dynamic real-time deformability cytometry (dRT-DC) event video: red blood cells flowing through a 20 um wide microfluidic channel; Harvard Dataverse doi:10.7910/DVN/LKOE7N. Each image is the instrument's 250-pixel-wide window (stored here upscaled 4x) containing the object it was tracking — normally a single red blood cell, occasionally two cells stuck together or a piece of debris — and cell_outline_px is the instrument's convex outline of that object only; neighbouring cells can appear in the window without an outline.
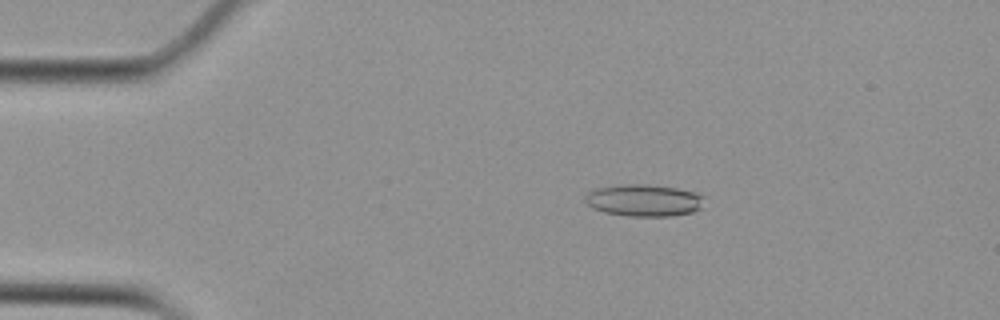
{"species": "Egyptian fruit bat (a non-hibernating species)", "species_latin": "Rousettus aegyptiacus", "temperature_condition": "cold", "stored_images_in_passage": 54, "camera_frame_rate_fps": 3000, "um_per_image_px": 0.085, "animal": {"sex": "female"}, "frame": {"image": 1, "passage_image": 10, "time_ms": 3.0, "image_size_px": [1000, 320], "cell_outline_px": [[704, 196], [700, 208], [692, 212], [672, 216], [628, 216], [604, 212], [592, 208], [584, 200], [584, 196], [588, 192], [596, 188], [624, 184], [644, 184], [676, 188], [692, 192]], "centroid_in_image_um": [54.69, 17.03], "position_along_channel_um": 30.3, "area_um2": 22.08}}
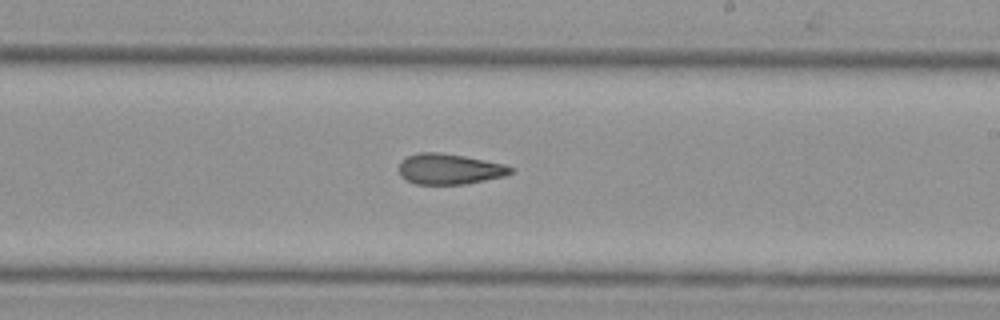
{"frame": {"image": 2, "passage_image": 32, "time_ms": 10.333, "image_size_px": [1000, 320], "cell_outline_px": [[516, 168], [512, 172], [504, 176], [464, 184], [416, 184], [404, 180], [400, 176], [400, 160], [416, 152], [440, 152], [464, 156], [504, 164]], "centroid_in_image_um": [38.18, 14.36], "position_along_channel_um": 250.8, "area_um2": 20.0}}
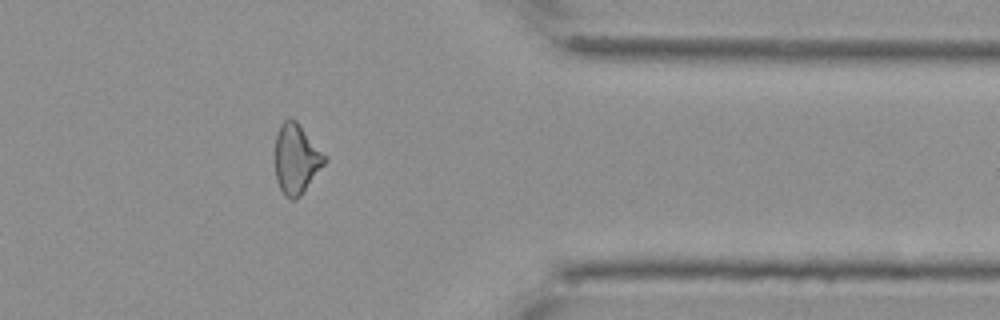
{"frame": {"image": 3, "passage_image": 44, "time_ms": 14.333, "image_size_px": [1000, 320], "cell_outline_px": [[328, 160], [300, 196], [296, 200], [288, 200], [284, 196], [276, 180], [276, 136], [280, 124], [284, 120], [296, 120], [328, 156]], "centroid_in_image_um": [25.21, 13.53], "position_along_channel_um": 386.2, "area_um2": 20.29}, "authors_computed_cell_mechanics": {"area_um2": 20.6924, "velocity_mm_per_s": 3.7622, "shape_relaxation_time_tau1_ms": null, "shape_relaxation_time_tau2_ms": 4.2874, "deformation_change_tau1": null, "deformation_change_tau2": 0.1369}}